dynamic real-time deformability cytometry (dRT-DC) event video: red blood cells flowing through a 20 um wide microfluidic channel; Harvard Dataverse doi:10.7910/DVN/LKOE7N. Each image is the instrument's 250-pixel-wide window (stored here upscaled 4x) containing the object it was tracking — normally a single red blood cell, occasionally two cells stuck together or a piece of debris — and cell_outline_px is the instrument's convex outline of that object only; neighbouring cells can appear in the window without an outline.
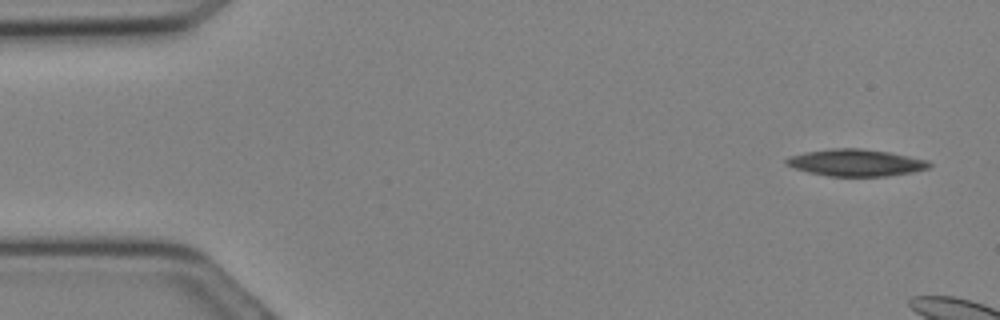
{"species": "Egyptian fruit bat (a non-hibernating species)", "species_latin": "Rousettus aegyptiacus", "temperature_condition": "cold", "stored_images_in_passage": 6, "camera_frame_rate_fps": 3000, "um_per_image_px": 0.085, "animal": {"sex": "female"}, "frame": {"image": 1, "passage_image": 2, "time_ms": 0.333, "image_size_px": [1000, 320], "cell_outline_px": [[932, 164], [928, 168], [912, 172], [888, 176], [828, 176], [808, 172], [784, 164], [784, 160], [788, 156], [804, 152], [832, 148], [860, 148], [888, 152], [928, 160]], "centroid_in_image_um": [72.71, 13.82], "position_along_channel_um": 12.3, "area_um2": 22.43}}